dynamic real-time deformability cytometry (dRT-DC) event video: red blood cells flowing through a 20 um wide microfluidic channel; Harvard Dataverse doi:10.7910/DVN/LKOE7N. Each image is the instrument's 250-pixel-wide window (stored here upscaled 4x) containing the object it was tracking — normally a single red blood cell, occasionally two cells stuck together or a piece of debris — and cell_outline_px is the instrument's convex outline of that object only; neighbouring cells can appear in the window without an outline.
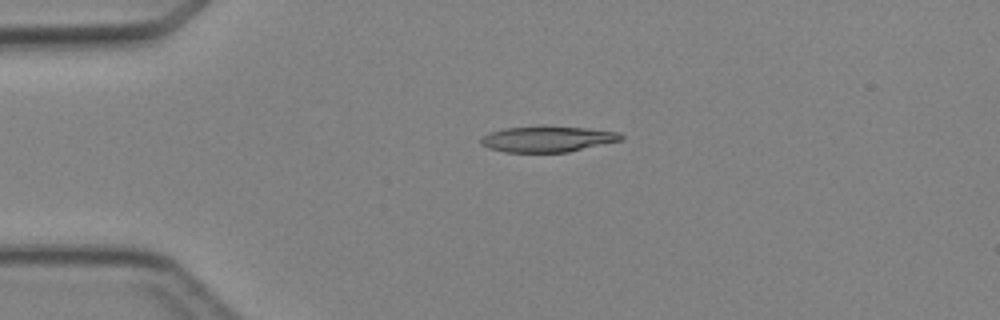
{"species": "Egyptian fruit bat (a non-hibernating species)", "species_latin": "Rousettus aegyptiacus", "temperature_condition": "cold", "stored_images_in_passage": 5, "camera_frame_rate_fps": 3000, "um_per_image_px": 0.085, "animal": {"sex": "female"}, "frame": {"image": 1, "passage_image": 4, "time_ms": 3.333, "image_size_px": [1000, 320], "cell_outline_px": [[624, 140], [568, 152], [504, 152], [488, 148], [480, 144], [480, 140], [484, 136], [492, 132], [504, 128], [584, 128], [620, 132], [624, 136]], "centroid_in_image_um": [46.58, 11.85], "position_along_channel_um": 38.4, "area_um2": 20.46}}